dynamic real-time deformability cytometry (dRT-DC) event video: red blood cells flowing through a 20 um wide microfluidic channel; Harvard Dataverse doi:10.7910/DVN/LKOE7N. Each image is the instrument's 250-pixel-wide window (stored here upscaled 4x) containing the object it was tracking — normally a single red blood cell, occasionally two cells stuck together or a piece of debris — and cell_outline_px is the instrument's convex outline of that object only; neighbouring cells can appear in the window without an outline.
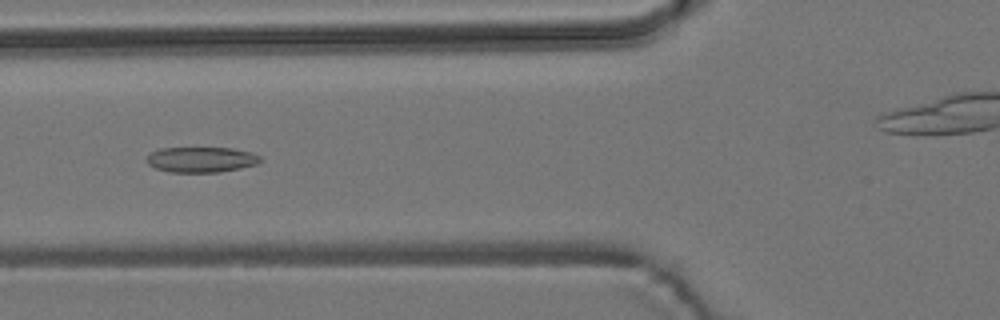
{"species": "common noctule bat (a hibernating species)", "species_latin": "Nyctalus noctula", "temperature_condition": "room temperature", "stored_images_in_passage": 6, "camera_frame_rate_fps": 3000, "um_per_image_px": 0.085, "animal": {"sex": "male", "body_mass_g": 19.2, "forearm_length_mm": 51.8}, "frame": {"image": 1, "passage_image": 4, "time_ms": 3.333, "image_size_px": [1000, 320], "cell_outline_px": [[260, 160], [256, 164], [240, 168], [220, 172], [168, 172], [156, 168], [148, 164], [144, 160], [152, 152], [160, 148], [232, 148], [252, 152], [260, 156]], "centroid_in_image_um": [17.08, 13.56], "position_along_channel_um": 108.7, "area_um2": 16.82}}
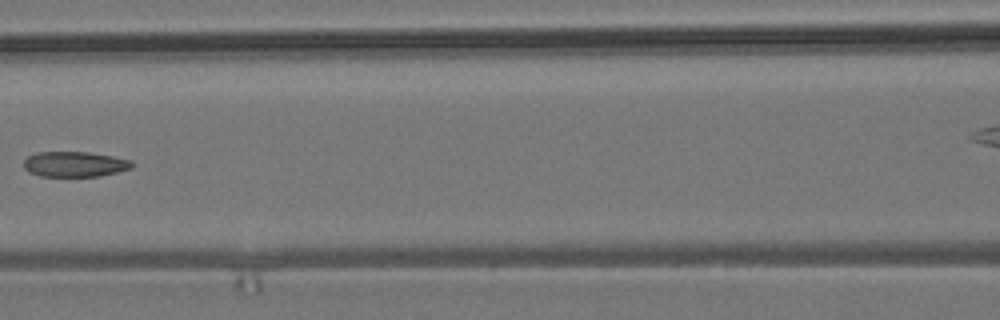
{"frame": {"image": 2, "passage_image": 5, "time_ms": 4.667, "image_size_px": [1000, 320], "cell_outline_px": [[132, 168], [100, 176], [40, 176], [28, 172], [24, 168], [24, 160], [28, 156], [36, 152], [88, 152], [112, 156], [132, 160]], "centroid_in_image_um": [6.33, 13.95], "position_along_channel_um": 160.3, "area_um2": 15.95}}
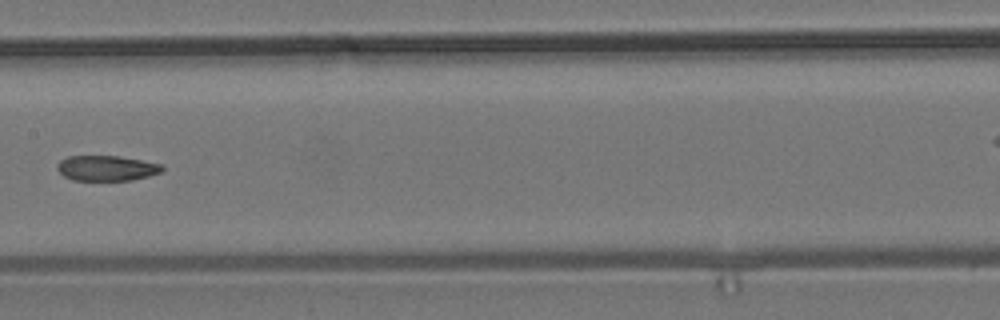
{"frame": {"image": 3, "passage_image": 6, "time_ms": 5.667, "image_size_px": [1000, 320], "cell_outline_px": [[164, 168], [160, 172], [148, 176], [132, 180], [72, 180], [64, 176], [56, 168], [56, 164], [60, 160], [68, 156], [120, 156], [164, 164]], "centroid_in_image_um": [9.06, 14.28], "position_along_channel_um": 198.3, "area_um2": 15.55}}